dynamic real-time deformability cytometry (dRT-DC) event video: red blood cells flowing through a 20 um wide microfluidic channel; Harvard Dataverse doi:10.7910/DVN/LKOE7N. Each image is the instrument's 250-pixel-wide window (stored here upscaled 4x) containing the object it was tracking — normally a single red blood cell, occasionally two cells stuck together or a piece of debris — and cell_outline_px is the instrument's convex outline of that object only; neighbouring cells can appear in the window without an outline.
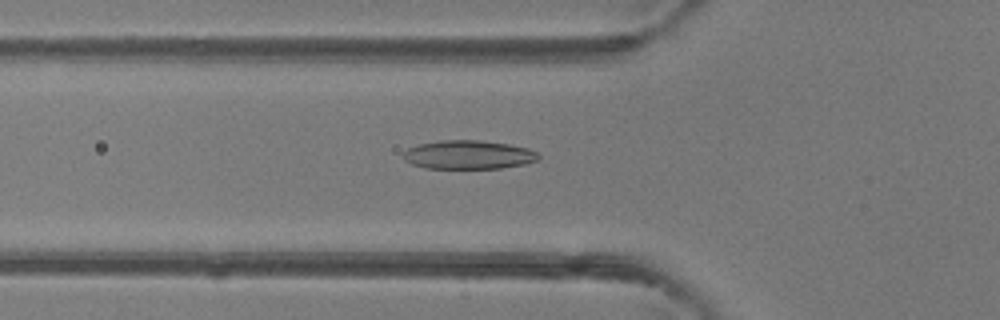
{"species": "common noctule bat (a hibernating species)", "species_latin": "Nyctalus noctula", "temperature_condition": "room temperature", "stored_images_in_passage": 48, "camera_frame_rate_fps": 3000, "um_per_image_px": 0.085, "animal": {"sex": "female"}, "frame": {"image": 1, "passage_image": 17, "time_ms": 5.333, "image_size_px": [1000, 320], "cell_outline_px": [[540, 156], [536, 160], [524, 164], [500, 168], [424, 168], [412, 164], [404, 160], [404, 152], [408, 148], [420, 144], [440, 140], [480, 140], [508, 144], [528, 148], [536, 152]], "centroid_in_image_um": [39.81, 13.15], "position_along_channel_um": 86.0, "area_um2": 22.48}}
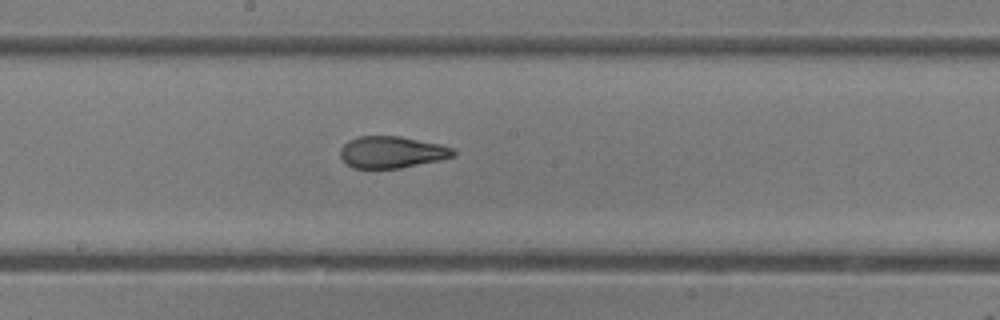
{"frame": {"image": 2, "passage_image": 26, "time_ms": 8.333, "image_size_px": [1000, 320], "cell_outline_px": [[456, 156], [440, 160], [400, 168], [352, 168], [340, 156], [340, 148], [348, 140], [360, 136], [400, 136], [440, 144], [452, 148], [456, 152]], "centroid_in_image_um": [33.31, 12.93], "position_along_channel_um": 214.9, "area_um2": 20.92}}
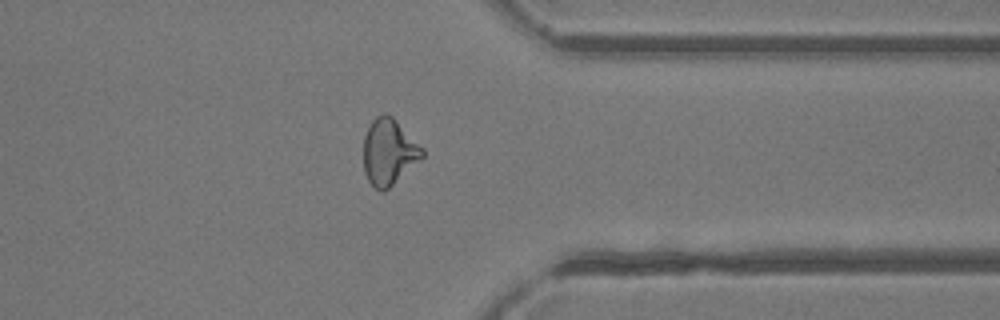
{"frame": {"image": 3, "passage_image": 38, "time_ms": 12.333, "image_size_px": [1000, 320], "cell_outline_px": [[424, 156], [420, 160], [384, 192], [380, 192], [368, 180], [364, 172], [364, 136], [372, 120], [376, 116], [384, 112], [392, 116], [424, 148]], "centroid_in_image_um": [33.06, 12.9], "position_along_channel_um": 378.3, "area_um2": 22.6}, "authors_computed_cell_mechanics": {"area_um2": 22.5998, "velocity_mm_per_s": 4.2579, "shape_relaxation_time_tau1_ms": 8.8311, "shape_relaxation_time_tau2_ms": 1.1097, "deformation_change_tau1": 0.2617, "deformation_change_tau2": 0.0725}}